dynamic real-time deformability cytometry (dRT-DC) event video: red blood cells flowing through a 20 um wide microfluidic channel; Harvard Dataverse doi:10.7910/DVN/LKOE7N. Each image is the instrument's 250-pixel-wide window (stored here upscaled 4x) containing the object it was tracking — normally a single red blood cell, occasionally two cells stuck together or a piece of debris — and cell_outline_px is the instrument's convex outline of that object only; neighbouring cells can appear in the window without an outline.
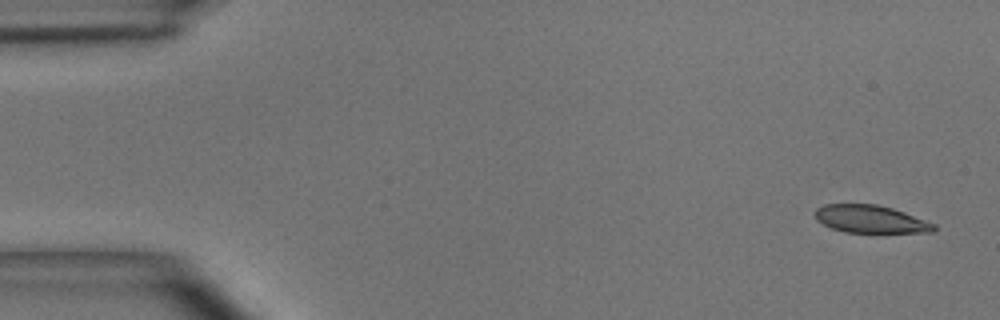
{"species": "common noctule bat (a hibernating species)", "species_latin": "Nyctalus noctula", "temperature_condition": "room temperature", "stored_images_in_passage": 5, "segment_of_instrument_passage": [2, 2], "camera_frame_rate_fps": 3000, "um_per_image_px": 0.085, "animal": {"sex": "male", "body_mass_g": 15.6}, "frame": {"image": 1, "passage_image": 5, "time_ms": 1.333, "image_size_px": [1000, 320], "cell_outline_px": [[936, 228], [932, 232], [844, 232], [832, 228], [816, 220], [816, 208], [824, 204], [876, 204], [892, 208], [904, 212], [936, 224]], "centroid_in_image_um": [73.99, 18.62], "position_along_channel_um": 11.0, "area_um2": 19.02}}